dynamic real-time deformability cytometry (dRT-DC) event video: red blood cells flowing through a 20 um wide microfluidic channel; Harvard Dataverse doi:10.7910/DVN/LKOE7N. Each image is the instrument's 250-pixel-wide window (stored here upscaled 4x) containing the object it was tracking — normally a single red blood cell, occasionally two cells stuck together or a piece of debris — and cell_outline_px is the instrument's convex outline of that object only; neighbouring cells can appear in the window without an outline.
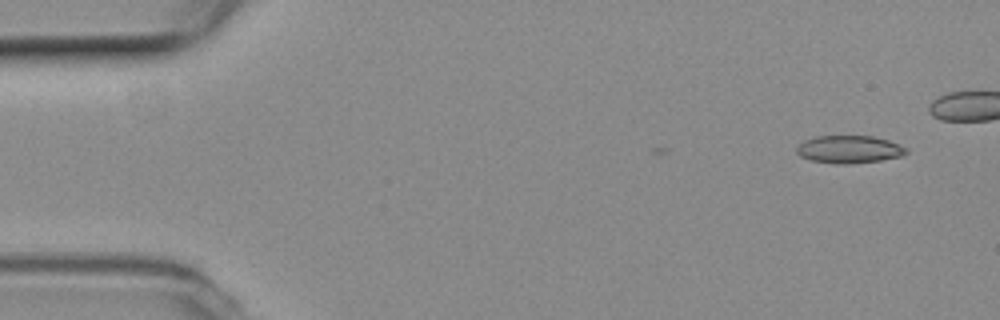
{"species": "common noctule bat (a hibernating species)", "species_latin": "Nyctalus noctula", "temperature_condition": "room temperature", "stored_images_in_passage": 7, "camera_frame_rate_fps": 3000, "um_per_image_px": 0.085, "animal": {"sex": "female", "body_mass_g": 19.3, "forearm_length_mm": 54.1}, "frame": {"image": 1, "passage_image": 7, "time_ms": 2.0, "image_size_px": [1000, 320], "cell_outline_px": [[908, 152], [900, 156], [880, 160], [848, 164], [836, 164], [812, 160], [800, 156], [796, 152], [796, 148], [804, 140], [816, 136], [872, 136], [888, 140], [908, 148]], "centroid_in_image_um": [72.17, 12.69], "position_along_channel_um": 12.8, "area_um2": 17.57}}